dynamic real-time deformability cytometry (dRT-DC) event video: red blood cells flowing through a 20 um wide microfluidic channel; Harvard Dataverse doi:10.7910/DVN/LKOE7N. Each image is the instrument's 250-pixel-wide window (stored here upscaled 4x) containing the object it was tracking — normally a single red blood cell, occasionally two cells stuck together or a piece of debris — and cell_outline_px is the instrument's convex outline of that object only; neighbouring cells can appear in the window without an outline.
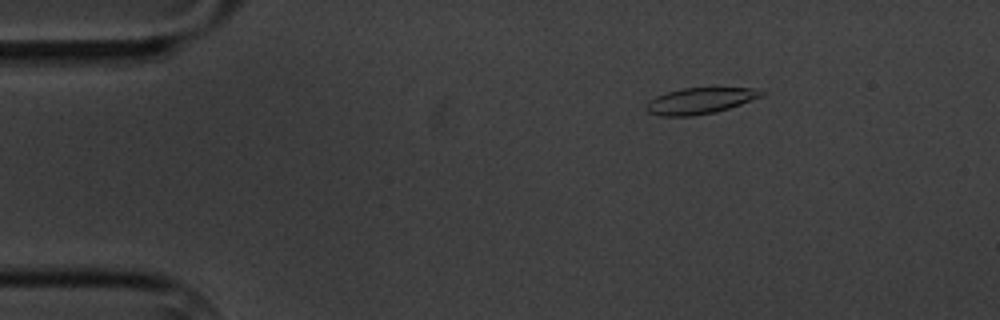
{"species": "common noctule bat (a hibernating species)", "species_latin": "Nyctalus noctula", "temperature_condition": "cold", "stored_images_in_passage": 5, "camera_frame_rate_fps": 3000, "um_per_image_px": 0.085, "animal": {"sex": "male", "body_mass_g": 20.1, "forearm_length_mm": 53.5}, "frame": {"image": 1, "passage_image": 3, "time_ms": 2.333, "image_size_px": [1000, 320], "cell_outline_px": [[768, 92], [764, 96], [716, 112], [692, 116], [660, 116], [648, 112], [644, 108], [648, 100], [656, 96], [668, 92], [684, 88], [752, 88]], "centroid_in_image_um": [59.5, 8.57], "position_along_channel_um": 25.5, "area_um2": 17.57}}